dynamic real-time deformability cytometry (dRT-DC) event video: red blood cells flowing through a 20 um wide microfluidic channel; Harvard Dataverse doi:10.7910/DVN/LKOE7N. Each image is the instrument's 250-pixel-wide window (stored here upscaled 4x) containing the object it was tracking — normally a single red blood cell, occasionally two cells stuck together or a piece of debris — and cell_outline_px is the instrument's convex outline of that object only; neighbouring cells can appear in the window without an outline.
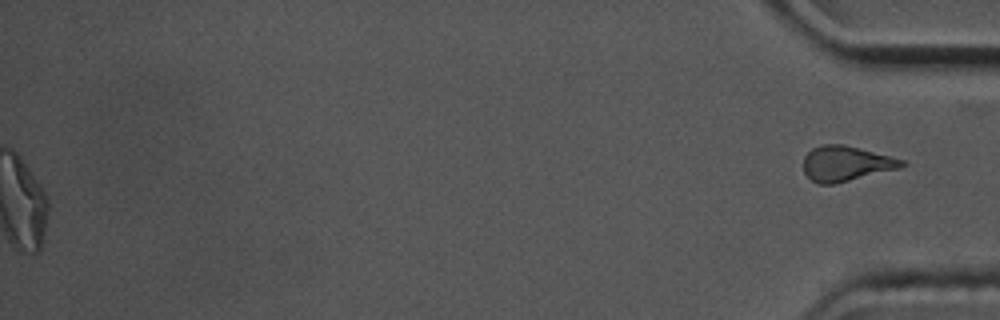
{"species": "common noctule bat (a hibernating species)", "species_latin": "Nyctalus noctula", "temperature_condition": "cold", "stored_images_in_passage": 45, "camera_frame_rate_fps": 3000, "um_per_image_px": 0.085, "animal": {"sex": "male", "body_mass_g": 17.5, "forearm_length_mm": 52.3}, "frame": {"image": 1, "passage_image": 45, "time_ms": 14.667, "image_size_px": [1000, 320], "cell_outline_px": [[908, 164], [900, 168], [836, 184], [816, 184], [804, 172], [804, 156], [812, 148], [820, 144], [844, 144], [904, 160]], "centroid_in_image_um": [71.9, 13.91], "position_along_channel_um": 363.3, "area_um2": 20.23}, "authors_computed_cell_mechanics": {"area_um2": 22.3108, "velocity_mm_per_s": 3.5706, "shape_relaxation_time_tau1_ms": 8.8692, "shape_relaxation_time_tau2_ms": 4.5645, "deformation_change_tau1": 0.192, "deformation_change_tau2": 0.0987}}